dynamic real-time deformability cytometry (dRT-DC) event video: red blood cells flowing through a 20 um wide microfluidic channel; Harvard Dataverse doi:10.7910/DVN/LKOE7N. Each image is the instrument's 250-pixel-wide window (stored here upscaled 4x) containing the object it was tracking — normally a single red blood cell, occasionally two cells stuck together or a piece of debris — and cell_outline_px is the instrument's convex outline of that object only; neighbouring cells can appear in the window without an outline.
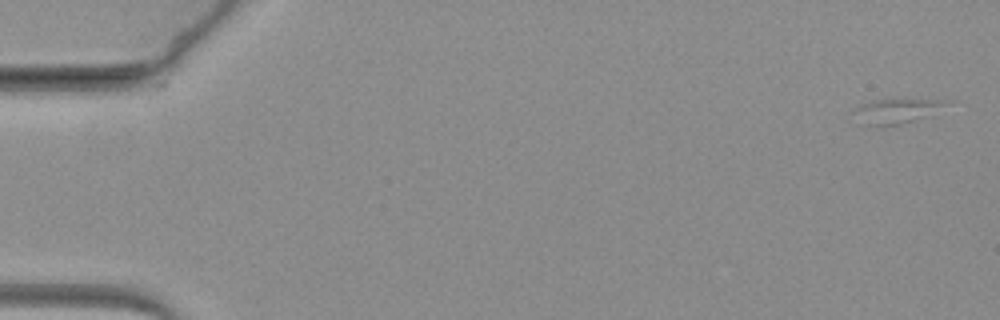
{"species": "common noctule bat (a hibernating species)", "species_latin": "Nyctalus noctula", "temperature_condition": "warm", "stored_images_in_passage": 64, "camera_frame_rate_fps": 3000, "um_per_image_px": 0.085, "animal": {"sex": "female", "body_mass_g": 19.3, "forearm_length_mm": 54.1}, "frame": {"image": 1, "passage_image": 1, "time_ms": 0.0, "image_size_px": [1000, 320], "cell_outline_px": [[960, 100], [952, 104], [912, 120], [900, 124], [884, 128], [860, 124], [848, 112], [852, 108], [868, 100], [900, 96]], "centroid_in_image_um": [76.16, 9.36], "position_along_channel_um": 8.8, "area_um2": 15.14}}
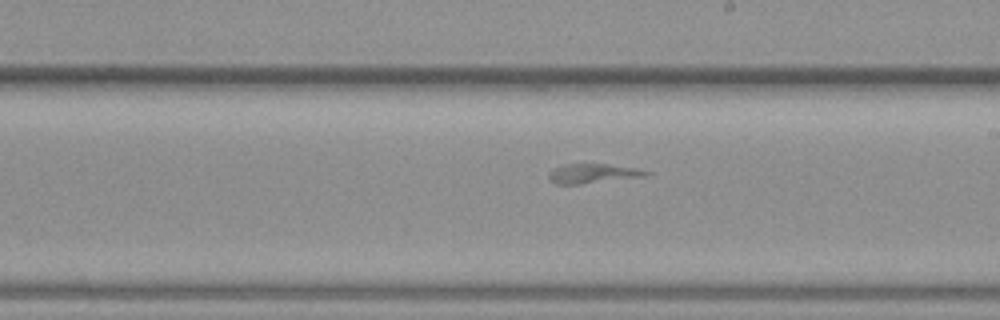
{"frame": {"image": 2, "passage_image": 37, "time_ms": 12.0, "image_size_px": [1000, 320], "cell_outline_px": [[652, 172], [648, 176], [580, 184], [556, 184], [548, 180], [548, 172], [552, 168], [564, 164], [608, 164], [636, 168]], "centroid_in_image_um": [50.36, 14.75], "position_along_channel_um": 238.6, "area_um2": 11.21}}
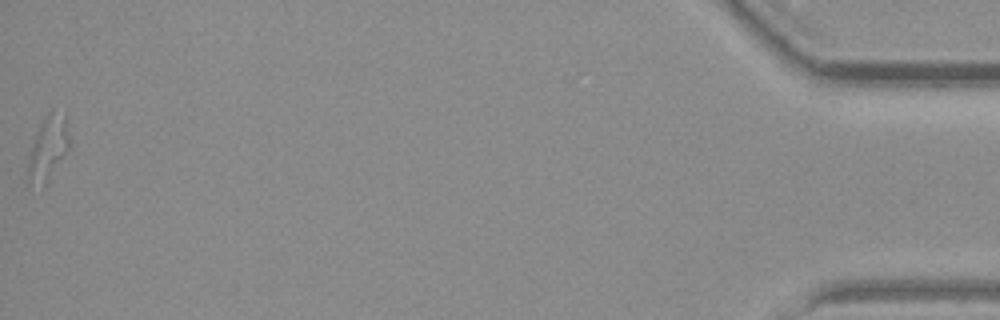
{"frame": {"image": 3, "passage_image": 64, "time_ms": 21.0, "image_size_px": [1000, 320], "cell_outline_px": [[68, 148], [48, 168], [28, 180], [28, 160], [32, 144], [36, 132], [44, 116], [52, 108], [64, 112], [68, 136]], "centroid_in_image_um": [4.09, 12.12], "position_along_channel_um": 431.1, "area_um2": 12.83}}